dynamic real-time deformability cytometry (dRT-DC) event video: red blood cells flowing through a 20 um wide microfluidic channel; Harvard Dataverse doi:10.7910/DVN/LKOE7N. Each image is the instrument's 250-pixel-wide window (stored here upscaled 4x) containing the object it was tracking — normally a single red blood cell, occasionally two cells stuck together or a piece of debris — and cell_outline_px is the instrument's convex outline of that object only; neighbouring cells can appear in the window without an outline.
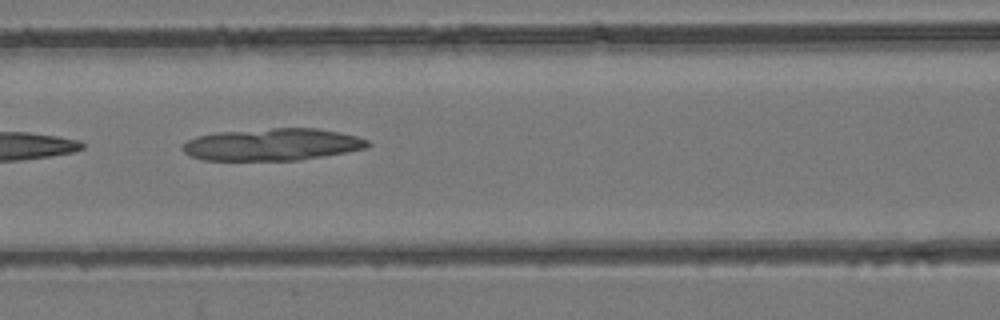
{"species": "common noctule bat (a hibernating species)", "species_latin": "Nyctalus noctula", "temperature_condition": "room temperature", "stored_images_in_passage": 7, "camera_frame_rate_fps": 3000, "um_per_image_px": 0.085, "animal": {"sex": "female", "body_mass_g": 24.6, "forearm_length_mm": 56.2}, "frame": {"image": 1, "passage_image": 6, "time_ms": 7.0, "image_size_px": [1000, 320], "cell_outline_px": [[372, 144], [368, 148], [300, 160], [204, 160], [192, 156], [184, 152], [180, 148], [188, 140], [196, 136], [220, 132], [272, 128], [316, 128], [356, 136], [368, 140]], "centroid_in_image_um": [23.15, 12.28], "position_along_channel_um": 143.4, "area_um2": 34.51}}